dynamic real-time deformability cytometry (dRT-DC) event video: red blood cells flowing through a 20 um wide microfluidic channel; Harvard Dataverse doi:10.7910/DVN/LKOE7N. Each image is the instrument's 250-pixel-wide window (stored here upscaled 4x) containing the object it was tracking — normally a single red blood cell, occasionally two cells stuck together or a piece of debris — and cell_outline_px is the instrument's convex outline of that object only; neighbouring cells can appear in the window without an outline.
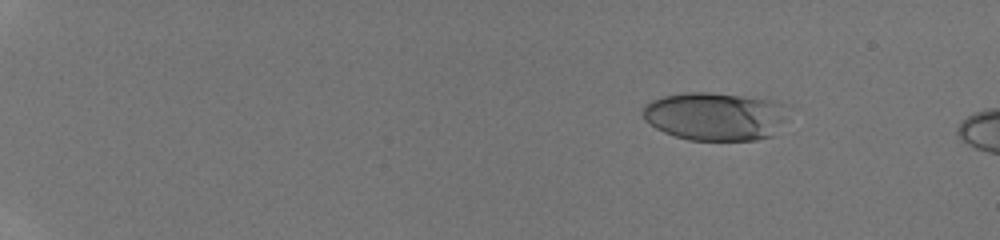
{"species": "human", "species_latin": "Homo sapiens", "temperature_condition": "room temperature", "stored_images_in_passage": 7, "camera_frame_rate_fps": 3000, "um_per_image_px": 0.085, "donor": {"sex": "male"}, "frame": {"image": 1, "passage_image": 1, "time_ms": 0.0, "image_size_px": [1000, 240], "cell_outline_px": [[792, 104], [772, 136], [756, 140], [688, 140], [664, 132], [656, 128], [644, 120], [644, 104], [660, 96], [680, 92], [712, 92], [776, 100]], "centroid_in_image_um": [60.8, 9.86], "position_along_channel_um": 24.2, "area_um2": 41.33}}